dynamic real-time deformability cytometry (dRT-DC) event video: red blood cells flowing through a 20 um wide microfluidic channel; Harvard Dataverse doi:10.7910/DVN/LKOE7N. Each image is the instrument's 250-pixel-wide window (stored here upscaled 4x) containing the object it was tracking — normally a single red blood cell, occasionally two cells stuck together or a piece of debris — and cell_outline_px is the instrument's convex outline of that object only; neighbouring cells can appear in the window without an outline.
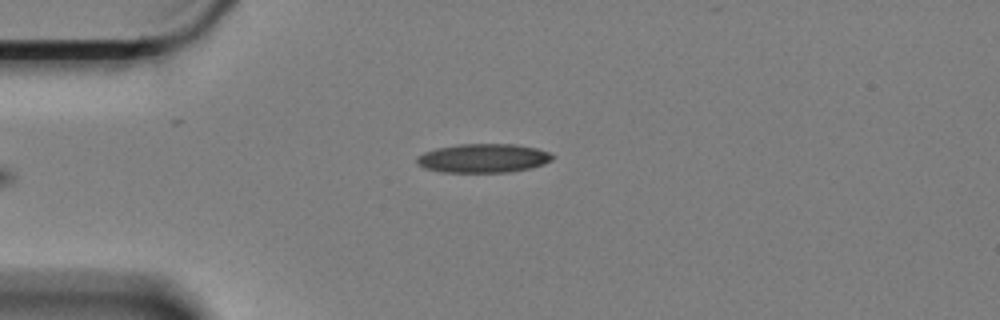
{"species": "Egyptian fruit bat (a non-hibernating species)", "species_latin": "Rousettus aegyptiacus", "temperature_condition": "cold", "stored_images_in_passage": 3, "camera_frame_rate_fps": 3000, "um_per_image_px": 0.085, "animal": {"sex": "female"}, "frame": {"image": 1, "passage_image": 3, "time_ms": 0.667, "image_size_px": [1000, 320], "cell_outline_px": [[556, 156], [552, 160], [544, 164], [532, 168], [508, 172], [440, 172], [424, 168], [416, 164], [416, 156], [424, 152], [436, 148], [460, 144], [512, 144], [536, 148], [548, 152]], "centroid_in_image_um": [41.06, 13.45], "position_along_channel_um": 43.9, "area_um2": 23.0}}